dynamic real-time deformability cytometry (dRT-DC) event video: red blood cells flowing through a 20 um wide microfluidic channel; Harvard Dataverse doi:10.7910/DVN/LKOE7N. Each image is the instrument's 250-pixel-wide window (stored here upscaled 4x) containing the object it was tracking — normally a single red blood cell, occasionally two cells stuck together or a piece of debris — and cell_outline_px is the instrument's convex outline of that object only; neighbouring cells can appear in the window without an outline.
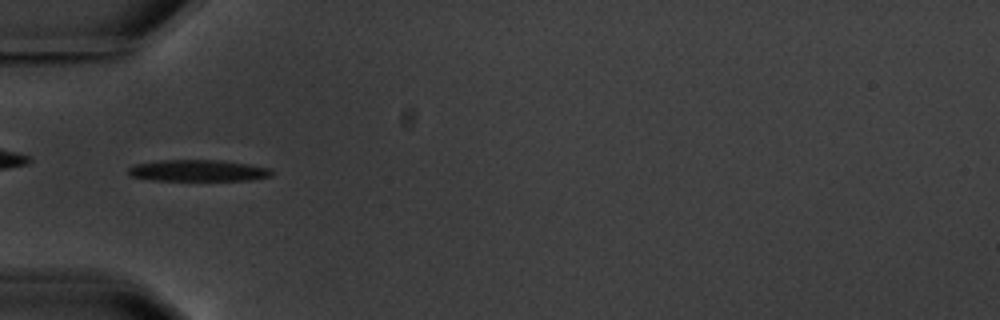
{"species": "common noctule bat (a hibernating species)", "species_latin": "Nyctalus noctula", "temperature_condition": "warm", "stored_images_in_passage": 6, "camera_frame_rate_fps": 3000, "um_per_image_px": 0.085, "animal": {"sex": "male", "body_mass_g": 20.1, "forearm_length_mm": 53.5}, "frame": {"image": 1, "passage_image": 1, "time_ms": 0.0, "image_size_px": [1000, 320], "cell_outline_px": [[272, 176], [252, 180], [152, 180], [128, 176], [128, 168], [136, 164], [160, 160], [220, 160], [248, 164], [268, 168], [272, 172]], "centroid_in_image_um": [16.81, 14.5], "position_along_channel_um": 68.2, "area_um2": 17.92}}